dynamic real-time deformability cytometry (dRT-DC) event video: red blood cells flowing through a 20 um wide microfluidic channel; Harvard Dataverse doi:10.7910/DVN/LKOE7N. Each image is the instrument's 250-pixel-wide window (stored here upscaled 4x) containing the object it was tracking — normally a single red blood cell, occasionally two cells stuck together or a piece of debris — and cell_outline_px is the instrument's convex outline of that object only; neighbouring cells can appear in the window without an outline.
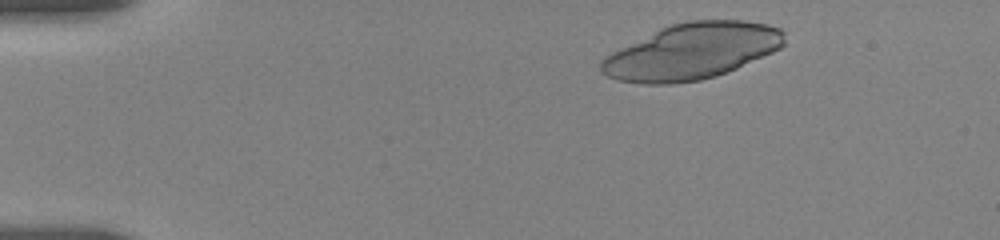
{"species": "human", "species_latin": "Homo sapiens", "temperature_condition": "room temperature", "stored_images_in_passage": 23, "camera_frame_rate_fps": 3000, "um_per_image_px": 0.085, "donor": {"sex": "female"}, "frame": {"image": 1, "passage_image": 3, "time_ms": 0.667, "image_size_px": [1000, 240], "cell_outline_px": [[784, 44], [780, 48], [772, 52], [736, 68], [716, 76], [700, 80], [672, 84], [644, 84], [616, 80], [600, 72], [600, 60], [612, 52], [660, 28], [672, 24], [688, 20], [744, 20], [768, 24], [780, 28], [784, 32]], "centroid_in_image_um": [58.8, 4.37], "position_along_channel_um": 26.2, "area_um2": 59.65}}